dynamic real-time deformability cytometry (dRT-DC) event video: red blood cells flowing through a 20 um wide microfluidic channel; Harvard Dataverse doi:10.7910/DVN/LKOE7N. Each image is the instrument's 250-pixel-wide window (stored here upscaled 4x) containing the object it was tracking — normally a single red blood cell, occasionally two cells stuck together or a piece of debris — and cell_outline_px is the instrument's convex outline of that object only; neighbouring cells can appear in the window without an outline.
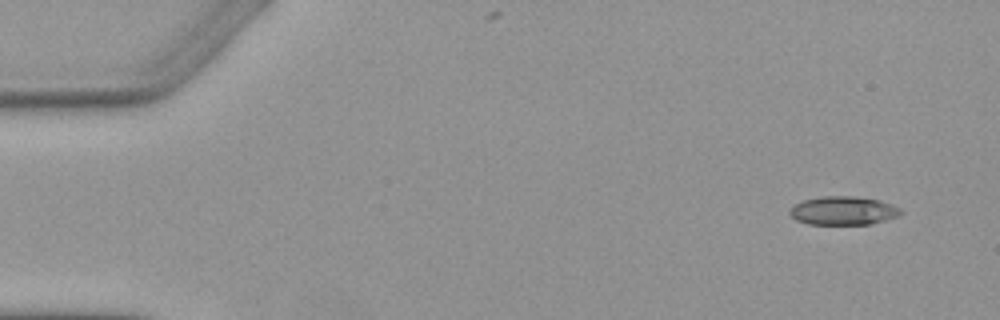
{"species": "Egyptian fruit bat (a non-hibernating species)", "species_latin": "Rousettus aegyptiacus", "temperature_condition": "warm", "stored_images_in_passage": 5, "camera_frame_rate_fps": 3000, "um_per_image_px": 0.085, "animal": {"sex": "female"}, "frame": {"image": 1, "passage_image": 1, "time_ms": 0.0, "image_size_px": [1000, 320], "cell_outline_px": [[904, 212], [900, 216], [872, 224], [808, 224], [796, 220], [788, 212], [796, 204], [804, 200], [824, 196], [852, 196], [880, 200], [892, 204], [900, 208]], "centroid_in_image_um": [71.74, 17.91], "position_along_channel_um": 13.3, "area_um2": 18.5}}
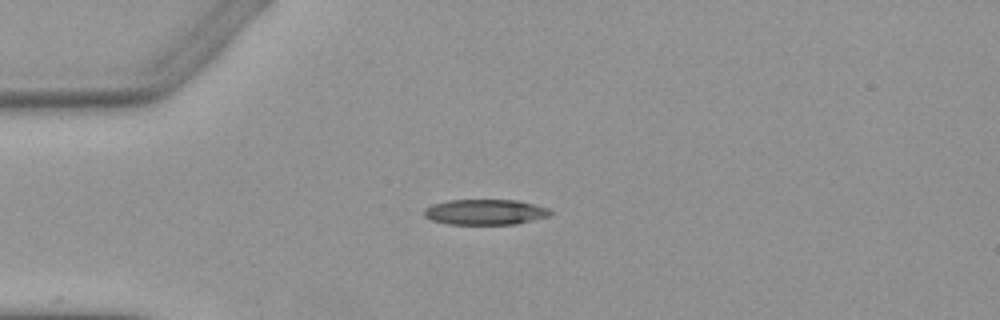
{"frame": {"image": 2, "passage_image": 4, "time_ms": 3.333, "image_size_px": [1000, 320], "cell_outline_px": [[552, 212], [548, 216], [516, 224], [448, 224], [432, 220], [424, 216], [424, 208], [432, 204], [448, 200], [520, 200], [548, 208]], "centroid_in_image_um": [41.22, 18.02], "position_along_channel_um": 43.8, "area_um2": 18.73}}